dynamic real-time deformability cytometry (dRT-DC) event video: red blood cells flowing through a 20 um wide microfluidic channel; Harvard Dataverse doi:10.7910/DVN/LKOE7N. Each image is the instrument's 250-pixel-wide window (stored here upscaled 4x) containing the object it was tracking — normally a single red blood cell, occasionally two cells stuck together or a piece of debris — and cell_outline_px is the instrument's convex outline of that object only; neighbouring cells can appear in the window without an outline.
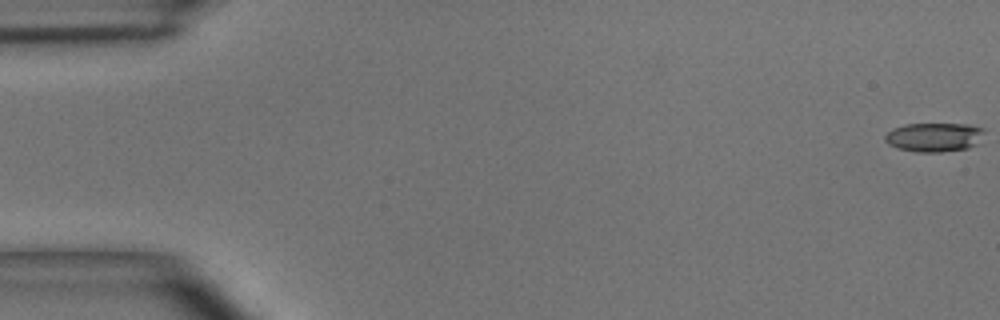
{"species": "common noctule bat (a hibernating species)", "species_latin": "Nyctalus noctula", "temperature_condition": "room temperature", "stored_images_in_passage": 50, "camera_frame_rate_fps": 3000, "um_per_image_px": 0.085, "animal": {"sex": "male", "body_mass_g": 15.6}, "frame": {"image": 1, "passage_image": 1, "time_ms": 0.0, "image_size_px": [1000, 320], "cell_outline_px": [[984, 132], [980, 144], [968, 148], [940, 152], [916, 152], [896, 148], [888, 144], [884, 140], [884, 136], [892, 128], [904, 124], [968, 124], [984, 128]], "centroid_in_image_um": [79.41, 11.66], "position_along_channel_um": 5.6, "area_um2": 17.11}}
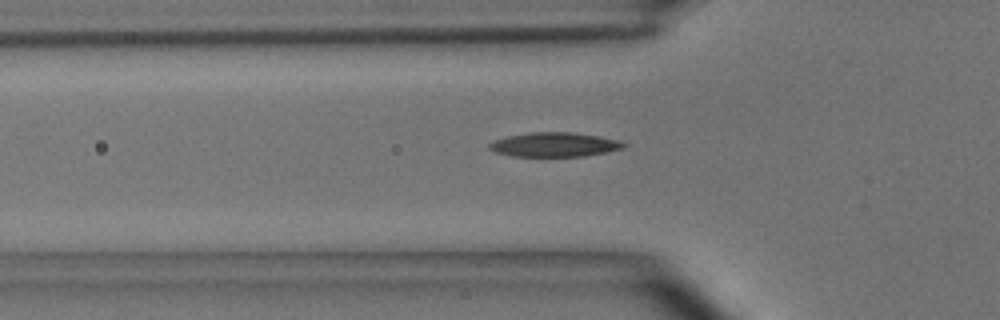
{"frame": {"image": 2, "passage_image": 17, "time_ms": 5.333, "image_size_px": [1000, 320], "cell_outline_px": [[628, 144], [624, 148], [608, 152], [584, 156], [512, 156], [492, 152], [488, 148], [488, 144], [496, 140], [508, 136], [532, 132], [572, 132], [600, 136], [616, 140]], "centroid_in_image_um": [47.13, 12.29], "position_along_channel_um": 78.7, "area_um2": 19.07}}
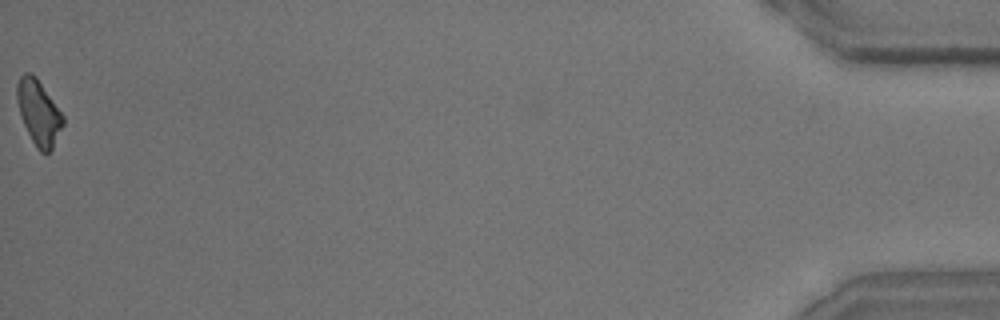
{"frame": {"image": 3, "passage_image": 50, "time_ms": 16.333, "image_size_px": [1000, 320], "cell_outline_px": [[64, 124], [52, 148], [48, 152], [40, 152], [36, 148], [24, 124], [16, 100], [16, 84], [20, 76], [24, 72], [28, 72], [36, 76], [64, 116]], "centroid_in_image_um": [3.28, 9.54], "position_along_channel_um": 431.9, "area_um2": 17.28}, "authors_computed_cell_mechanics": {"area_um2": 17.9469, "velocity_mm_per_s": 4.0843, "shape_relaxation_time_tau1_ms": 3.5526, "shape_relaxation_time_tau2_ms": 2.2638, "deformation_change_tau1": 0.1449, "deformation_change_tau2": 0.0945}}